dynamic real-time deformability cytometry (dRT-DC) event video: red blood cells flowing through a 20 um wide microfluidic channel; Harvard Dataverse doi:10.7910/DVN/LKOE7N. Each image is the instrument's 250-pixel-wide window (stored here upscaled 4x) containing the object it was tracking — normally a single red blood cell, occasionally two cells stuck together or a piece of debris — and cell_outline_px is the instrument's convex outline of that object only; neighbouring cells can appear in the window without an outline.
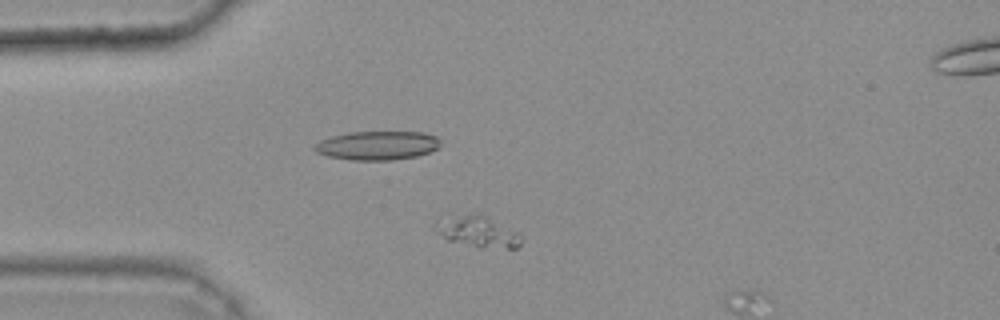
{"species": "common noctule bat (a hibernating species)", "species_latin": "Nyctalus noctula", "temperature_condition": "warm", "stored_images_in_passage": 6, "camera_frame_rate_fps": 3000, "um_per_image_px": 0.085, "animal": {"sex": "female", "body_mass_g": 25.1}, "frame": {"image": 1, "passage_image": 5, "time_ms": 1.333, "image_size_px": [1000, 320], "cell_outline_px": [[520, 244], [516, 248], [480, 248], [448, 240], [436, 232], [432, 228], [432, 224], [436, 216], [440, 212], [480, 212], [520, 232]], "centroid_in_image_um": [40.43, 19.57], "position_along_channel_um": 44.6, "area_um2": 17.17}}